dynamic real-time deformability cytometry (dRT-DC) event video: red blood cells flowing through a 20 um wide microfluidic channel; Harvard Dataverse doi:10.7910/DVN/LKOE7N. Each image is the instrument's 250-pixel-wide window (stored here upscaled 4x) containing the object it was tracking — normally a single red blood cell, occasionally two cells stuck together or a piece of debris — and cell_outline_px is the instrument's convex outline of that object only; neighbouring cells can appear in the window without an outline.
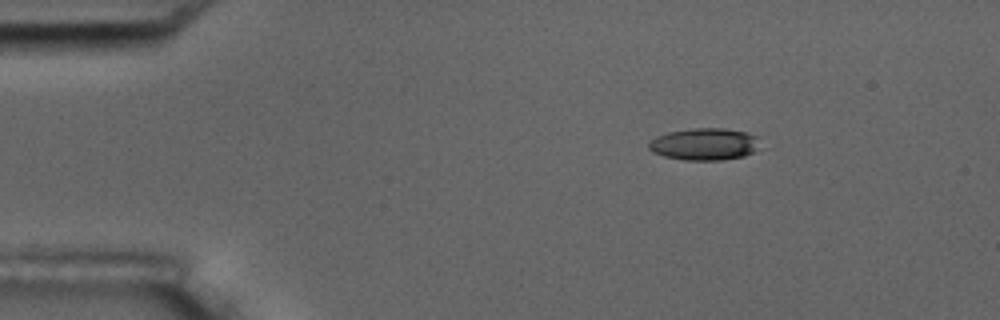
{"species": "common noctule bat (a hibernating species)", "species_latin": "Nyctalus noctula", "temperature_condition": "room temperature", "stored_images_in_passage": 4, "camera_frame_rate_fps": 3000, "um_per_image_px": 0.085, "animal": {"sex": "male", "body_mass_g": 17.5, "forearm_length_mm": 52.3}, "frame": {"image": 1, "passage_image": 1, "time_ms": 0.0, "image_size_px": [1000, 320], "cell_outline_px": [[760, 136], [752, 152], [744, 156], [720, 160], [684, 160], [664, 156], [652, 152], [648, 148], [648, 144], [656, 136], [668, 132], [692, 128], [724, 128], [748, 132]], "centroid_in_image_um": [59.86, 12.24], "position_along_channel_um": 25.1, "area_um2": 20.75}}
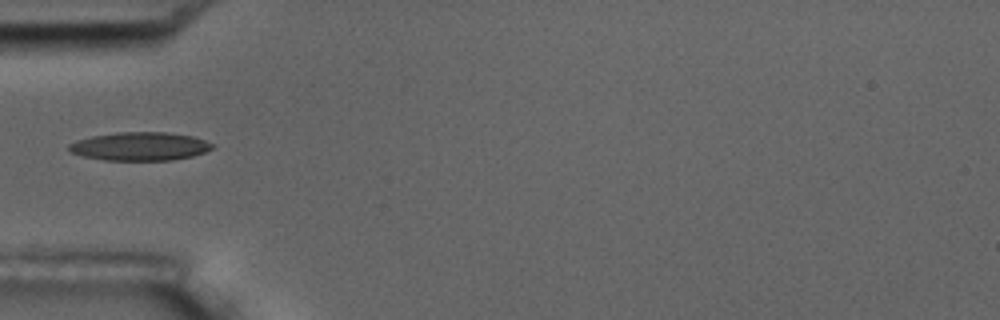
{"frame": {"image": 2, "passage_image": 4, "time_ms": 3.333, "image_size_px": [1000, 320], "cell_outline_px": [[212, 148], [204, 152], [192, 156], [172, 160], [104, 160], [84, 156], [68, 152], [68, 144], [76, 140], [92, 136], [116, 132], [164, 132], [192, 136], [204, 140], [212, 144]], "centroid_in_image_um": [11.83, 12.44], "position_along_channel_um": 73.2, "area_um2": 23.64}}